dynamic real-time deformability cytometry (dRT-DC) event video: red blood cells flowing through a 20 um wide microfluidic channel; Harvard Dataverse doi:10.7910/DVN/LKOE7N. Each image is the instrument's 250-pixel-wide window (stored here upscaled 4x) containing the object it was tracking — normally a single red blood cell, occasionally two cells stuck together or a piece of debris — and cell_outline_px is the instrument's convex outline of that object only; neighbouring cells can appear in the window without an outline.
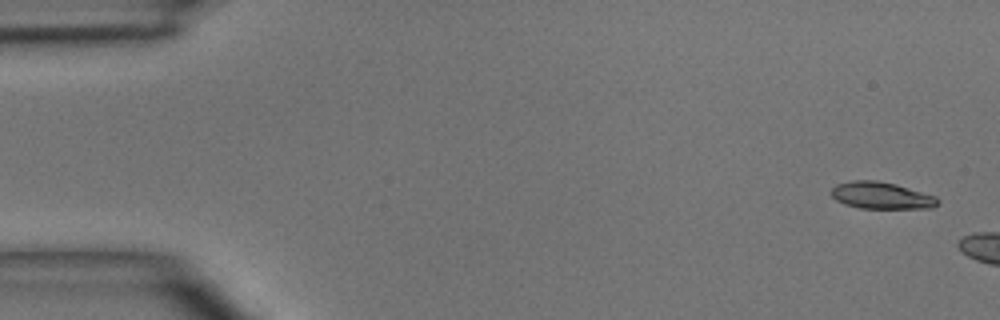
{"species": "common noctule bat (a hibernating species)", "species_latin": "Nyctalus noctula", "temperature_condition": "room temperature", "stored_images_in_passage": 3, "camera_frame_rate_fps": 3000, "um_per_image_px": 0.085, "animal": {"sex": "male", "body_mass_g": 15.6}, "frame": {"image": 1, "passage_image": 1, "time_ms": 0.0, "image_size_px": [1000, 320], "cell_outline_px": [[940, 200], [932, 208], [860, 208], [844, 204], [836, 200], [832, 196], [832, 188], [836, 184], [852, 180], [876, 180], [896, 184], [936, 196]], "centroid_in_image_um": [74.91, 16.61], "position_along_channel_um": 10.1, "area_um2": 16.65}}